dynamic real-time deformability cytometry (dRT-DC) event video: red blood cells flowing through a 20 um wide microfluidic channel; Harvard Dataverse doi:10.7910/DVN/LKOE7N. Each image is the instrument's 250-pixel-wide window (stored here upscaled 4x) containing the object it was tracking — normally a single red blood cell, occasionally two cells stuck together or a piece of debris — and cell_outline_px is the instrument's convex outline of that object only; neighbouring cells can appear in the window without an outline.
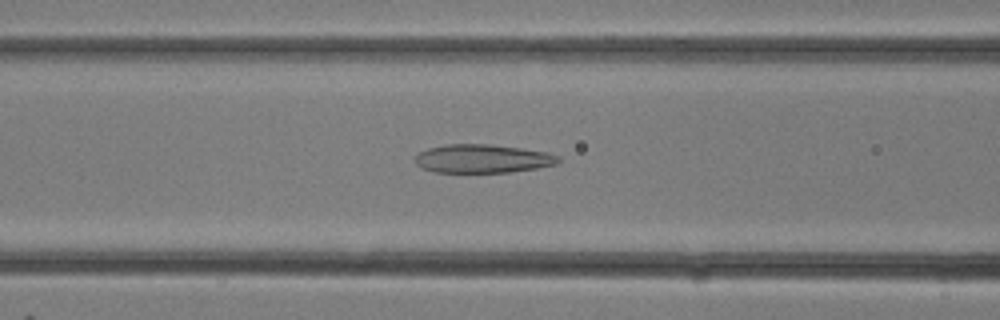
{"species": "common noctule bat (a hibernating species)", "species_latin": "Nyctalus noctula", "temperature_condition": "room temperature", "stored_images_in_passage": 10, "camera_frame_rate_fps": 3000, "um_per_image_px": 0.085, "animal": {"sex": "female"}, "frame": {"image": 1, "passage_image": 4, "time_ms": 1.0, "image_size_px": [1000, 320], "cell_outline_px": [[560, 160], [556, 164], [536, 168], [508, 172], [432, 172], [420, 168], [416, 164], [416, 156], [420, 152], [428, 148], [448, 144], [492, 144], [548, 152], [560, 156]], "centroid_in_image_um": [41.01, 13.48], "position_along_channel_um": 125.6, "area_um2": 23.81}}
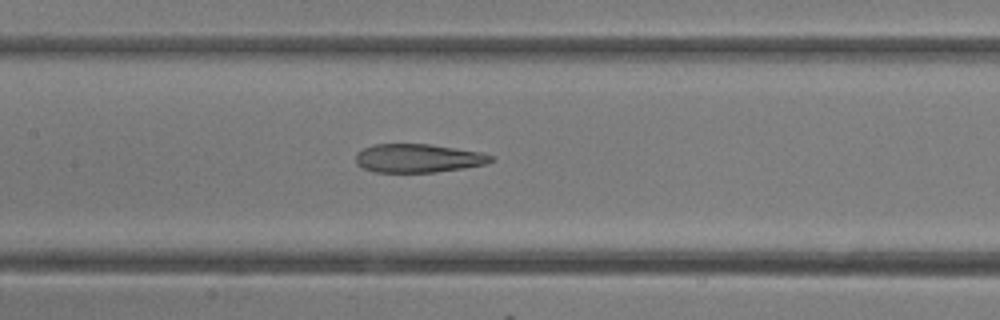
{"frame": {"image": 2, "passage_image": 6, "time_ms": 1.667, "image_size_px": [1000, 320], "cell_outline_px": [[496, 160], [488, 164], [464, 168], [436, 172], [372, 172], [356, 164], [356, 152], [372, 144], [428, 144], [484, 152], [496, 156]], "centroid_in_image_um": [35.6, 13.45], "position_along_channel_um": 171.8, "area_um2": 22.89}}
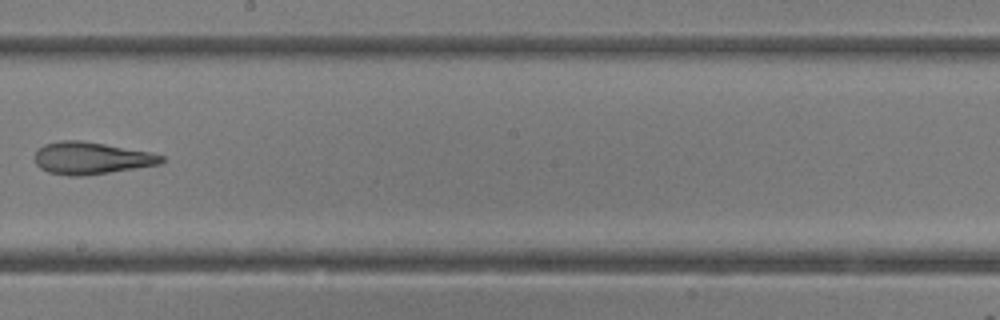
{"frame": {"image": 3, "passage_image": 9, "time_ms": 2.667, "image_size_px": [1000, 320], "cell_outline_px": [[164, 160], [160, 164], [84, 176], [68, 176], [48, 172], [40, 168], [36, 164], [36, 148], [44, 144], [60, 140], [80, 140], [152, 152], [164, 156]], "centroid_in_image_um": [7.73, 13.44], "position_along_channel_um": 240.5, "area_um2": 23.76}}